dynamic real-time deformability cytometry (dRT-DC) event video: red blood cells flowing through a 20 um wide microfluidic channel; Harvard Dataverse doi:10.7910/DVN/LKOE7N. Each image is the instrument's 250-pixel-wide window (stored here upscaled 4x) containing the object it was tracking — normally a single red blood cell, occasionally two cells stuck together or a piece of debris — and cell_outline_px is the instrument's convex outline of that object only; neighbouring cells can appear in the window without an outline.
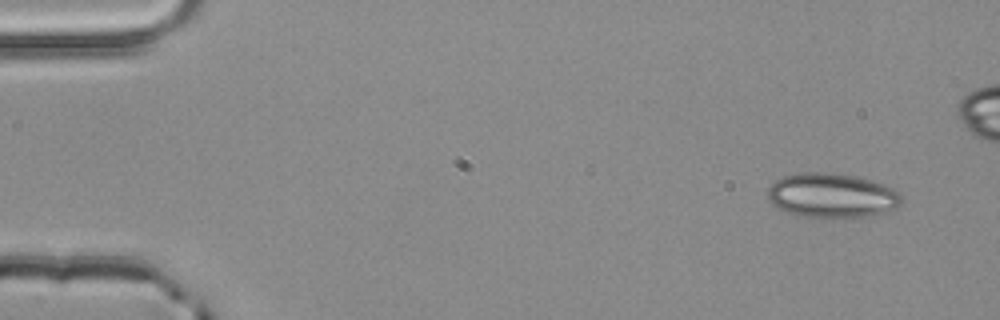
{"species": "common noctule bat (a hibernating species)", "species_latin": "Nyctalus noctula", "temperature_condition": "room temperature", "stored_images_in_passage": 4, "camera_frame_rate_fps": 3000, "um_per_image_px": 0.085, "animal": {"sex": "male", "body_mass_g": 20.4}, "frame": {"image": 1, "passage_image": 1, "time_ms": 0.0, "image_size_px": [1000, 320], "cell_outline_px": [[904, 196], [900, 204], [896, 208], [884, 212], [868, 216], [832, 220], [804, 216], [788, 212], [776, 208], [768, 200], [768, 188], [780, 176], [800, 172], [828, 172], [852, 176], [884, 184], [900, 192]], "centroid_in_image_um": [70.7, 16.64], "position_along_channel_um": 14.3, "area_um2": 35.37}}